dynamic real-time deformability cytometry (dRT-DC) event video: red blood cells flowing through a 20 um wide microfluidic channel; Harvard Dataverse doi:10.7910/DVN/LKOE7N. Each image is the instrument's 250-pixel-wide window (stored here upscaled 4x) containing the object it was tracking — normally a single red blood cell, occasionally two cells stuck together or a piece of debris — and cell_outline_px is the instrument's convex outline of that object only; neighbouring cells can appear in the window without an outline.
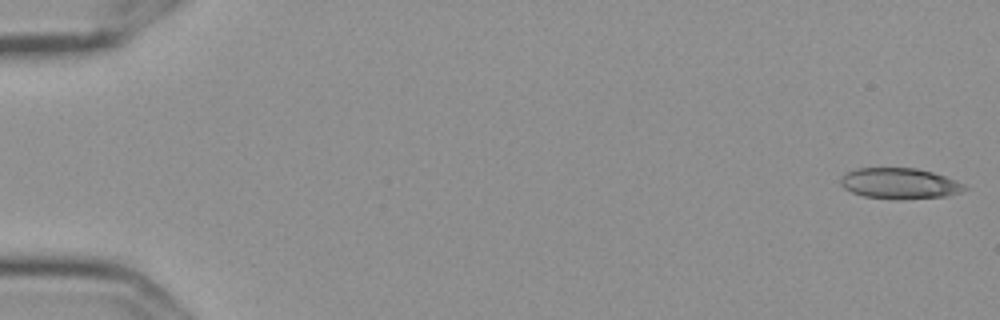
{"species": "Egyptian fruit bat (a non-hibernating species)", "species_latin": "Rousettus aegyptiacus", "temperature_condition": "cold", "stored_images_in_passage": 51, "camera_frame_rate_fps": 3000, "um_per_image_px": 0.085, "frame": {"image": 1, "passage_image": 1, "time_ms": 0.0, "image_size_px": [1000, 320], "cell_outline_px": [[968, 188], [960, 192], [948, 196], [864, 196], [852, 192], [844, 188], [840, 184], [840, 176], [856, 168], [916, 168], [932, 172], [956, 180], [964, 184]], "centroid_in_image_um": [76.45, 15.53], "position_along_channel_um": 8.6, "area_um2": 21.15}}
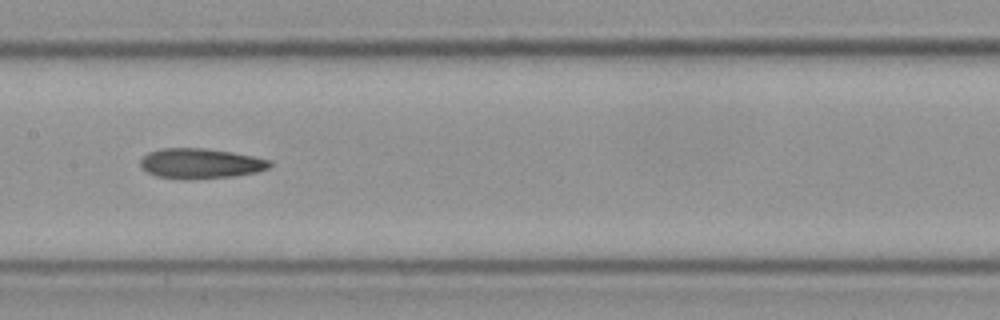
{"frame": {"image": 2, "passage_image": 29, "time_ms": 9.333, "image_size_px": [1000, 320], "cell_outline_px": [[272, 164], [268, 168], [256, 172], [236, 176], [188, 180], [184, 180], [156, 176], [140, 168], [140, 160], [148, 152], [160, 148], [208, 148], [232, 152], [272, 160]], "centroid_in_image_um": [17.03, 13.9], "position_along_channel_um": 190.4, "area_um2": 23.06}}
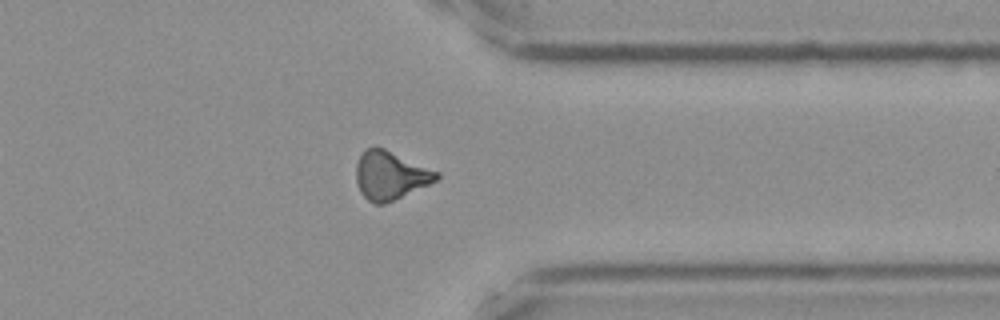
{"frame": {"image": 3, "passage_image": 45, "time_ms": 14.667, "image_size_px": [1000, 320], "cell_outline_px": [[440, 176], [436, 180], [428, 184], [384, 204], [376, 204], [368, 200], [360, 192], [356, 184], [356, 164], [360, 152], [364, 148], [384, 148], [440, 172]], "centroid_in_image_um": [33.14, 14.89], "position_along_channel_um": 378.3, "area_um2": 22.54}}